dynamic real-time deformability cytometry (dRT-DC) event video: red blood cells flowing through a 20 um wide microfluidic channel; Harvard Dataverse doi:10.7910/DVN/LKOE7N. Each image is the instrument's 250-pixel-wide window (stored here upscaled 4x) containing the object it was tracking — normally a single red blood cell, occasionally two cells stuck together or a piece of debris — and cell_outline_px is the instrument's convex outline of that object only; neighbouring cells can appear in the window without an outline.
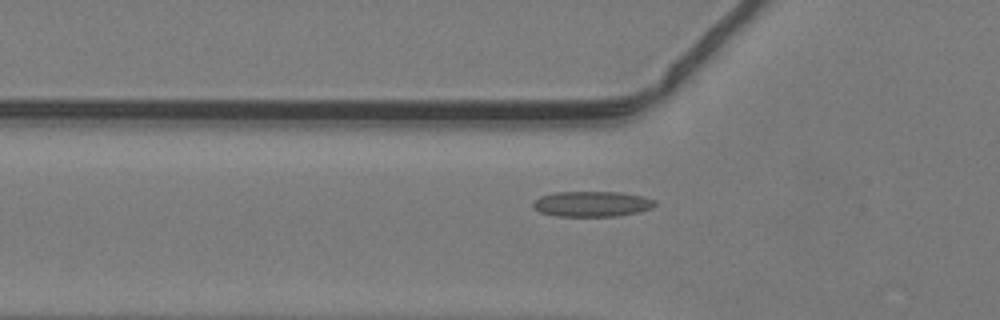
{"species": "common noctule bat (a hibernating species)", "species_latin": "Nyctalus noctula", "temperature_condition": "warm", "stored_images_in_passage": 44, "camera_frame_rate_fps": 3000, "um_per_image_px": 0.085, "animal": {"sex": "male", "body_mass_g": 19.2, "forearm_length_mm": 51.8}, "frame": {"image": 1, "passage_image": 17, "time_ms": 5.333, "image_size_px": [1000, 320], "cell_outline_px": [[656, 204], [652, 208], [640, 212], [616, 216], [556, 216], [540, 212], [532, 208], [532, 200], [540, 196], [552, 192], [620, 192], [644, 196], [656, 200]], "centroid_in_image_um": [50.3, 17.33], "position_along_channel_um": 75.5, "area_um2": 18.38}}
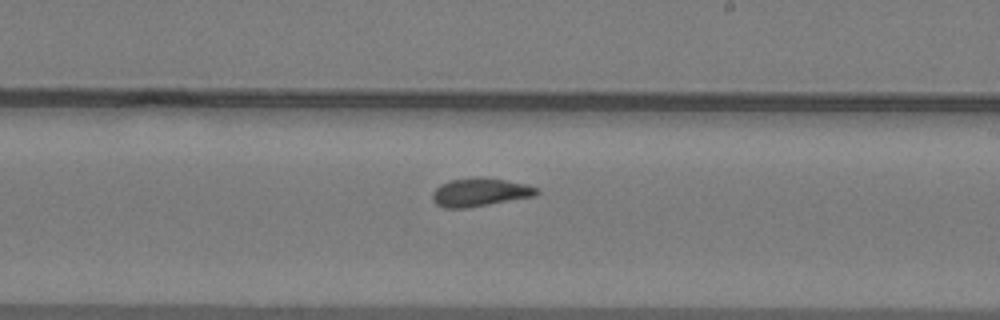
{"frame": {"image": 2, "passage_image": 29, "time_ms": 9.333, "image_size_px": [1000, 320], "cell_outline_px": [[540, 192], [536, 196], [464, 208], [444, 208], [436, 204], [432, 200], [432, 192], [440, 184], [452, 180], [480, 176], [504, 180], [524, 184], [540, 188]], "centroid_in_image_um": [40.79, 16.34], "position_along_channel_um": 248.2, "area_um2": 17.17}}
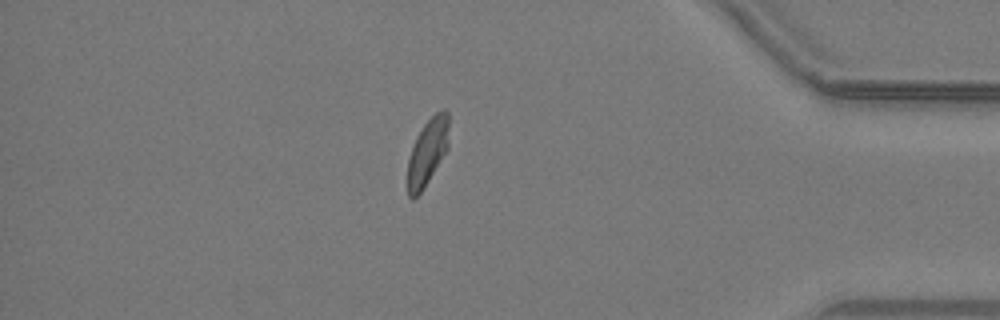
{"frame": {"image": 3, "passage_image": 42, "time_ms": 13.667, "image_size_px": [1000, 320], "cell_outline_px": [[448, 148], [424, 188], [412, 200], [408, 196], [408, 160], [416, 136], [424, 124], [440, 108], [444, 108], [448, 112]], "centroid_in_image_um": [36.34, 12.9], "position_along_channel_um": 398.9, "area_um2": 15.9}}